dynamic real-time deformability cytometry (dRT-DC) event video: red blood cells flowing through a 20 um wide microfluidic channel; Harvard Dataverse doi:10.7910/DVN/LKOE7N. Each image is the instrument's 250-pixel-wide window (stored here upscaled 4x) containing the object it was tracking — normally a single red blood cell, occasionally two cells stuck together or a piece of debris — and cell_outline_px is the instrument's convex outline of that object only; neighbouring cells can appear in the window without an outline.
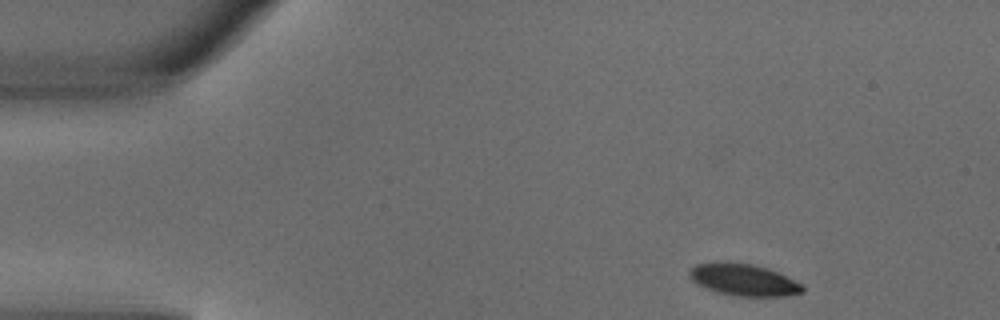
{"species": "common noctule bat (a hibernating species)", "species_latin": "Nyctalus noctula", "temperature_condition": "warm", "stored_images_in_passage": 3, "camera_frame_rate_fps": 3000, "um_per_image_px": 0.085, "animal": {"sex": "male", "body_mass_g": 18.8}, "frame": {"image": 1, "passage_image": 1, "time_ms": 0.0, "image_size_px": [1000, 320], "cell_outline_px": [[804, 292], [784, 296], [740, 296], [716, 292], [696, 284], [688, 276], [688, 272], [696, 264], [752, 264], [768, 268], [800, 284], [804, 288]], "centroid_in_image_um": [63.2, 23.82], "position_along_channel_um": 21.8, "area_um2": 20.23}}